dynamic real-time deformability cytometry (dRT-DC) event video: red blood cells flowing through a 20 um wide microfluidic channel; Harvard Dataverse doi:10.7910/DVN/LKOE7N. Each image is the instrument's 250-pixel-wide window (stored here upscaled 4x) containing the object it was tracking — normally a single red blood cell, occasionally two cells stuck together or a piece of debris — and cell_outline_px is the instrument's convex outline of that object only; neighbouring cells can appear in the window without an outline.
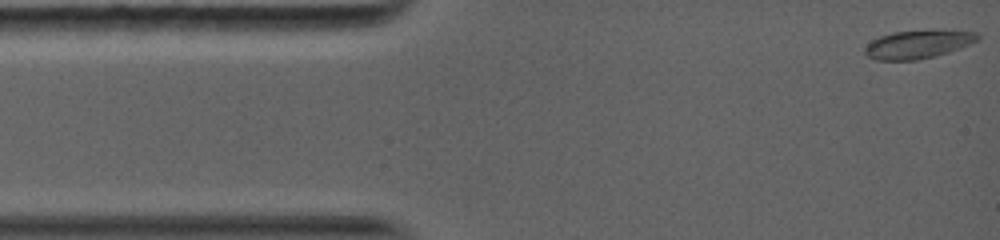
{"species": "common noctule bat (a hibernating species)", "species_latin": "Nyctalus noctula", "temperature_condition": "warm", "stored_images_in_passage": 31, "camera_frame_rate_fps": 5000, "um_per_image_px": 0.085, "animal": {"sex": "female", "body_mass_g": 19.0, "forearm_length_mm": 56.7}, "frame": {"image": 1, "passage_image": 1, "time_ms": 0.0, "image_size_px": [1000, 240], "cell_outline_px": [[980, 40], [960, 48], [936, 56], [916, 60], [876, 60], [868, 56], [864, 52], [864, 48], [872, 40], [880, 36], [892, 32], [976, 32], [980, 36]], "centroid_in_image_um": [77.99, 3.81], "position_along_channel_um": 7.0, "area_um2": 17.92}}
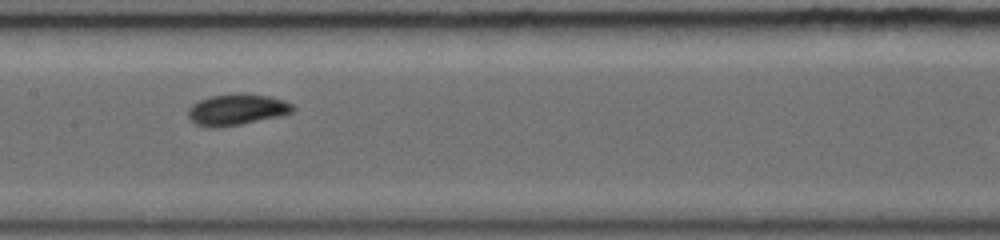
{"frame": {"image": 2, "passage_image": 18, "time_ms": 6.2, "image_size_px": [1000, 240], "cell_outline_px": [[296, 108], [292, 112], [280, 116], [220, 128], [208, 128], [196, 124], [188, 120], [188, 108], [192, 104], [200, 100], [212, 96], [236, 92], [240, 92], [268, 96], [284, 100], [292, 104]], "centroid_in_image_um": [20.1, 9.31], "position_along_channel_um": 187.3, "area_um2": 19.31}}
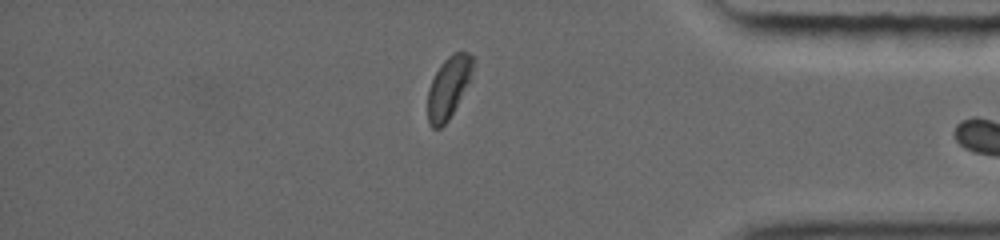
{"frame": {"image": 3, "passage_image": 30, "time_ms": 11.8, "image_size_px": [1000, 240], "cell_outline_px": [[476, 60], [468, 80], [448, 120], [440, 128], [432, 128], [428, 124], [428, 88], [440, 64], [452, 52], [468, 52]], "centroid_in_image_um": [38.1, 7.39], "position_along_channel_um": 397.1, "area_um2": 15.84}}